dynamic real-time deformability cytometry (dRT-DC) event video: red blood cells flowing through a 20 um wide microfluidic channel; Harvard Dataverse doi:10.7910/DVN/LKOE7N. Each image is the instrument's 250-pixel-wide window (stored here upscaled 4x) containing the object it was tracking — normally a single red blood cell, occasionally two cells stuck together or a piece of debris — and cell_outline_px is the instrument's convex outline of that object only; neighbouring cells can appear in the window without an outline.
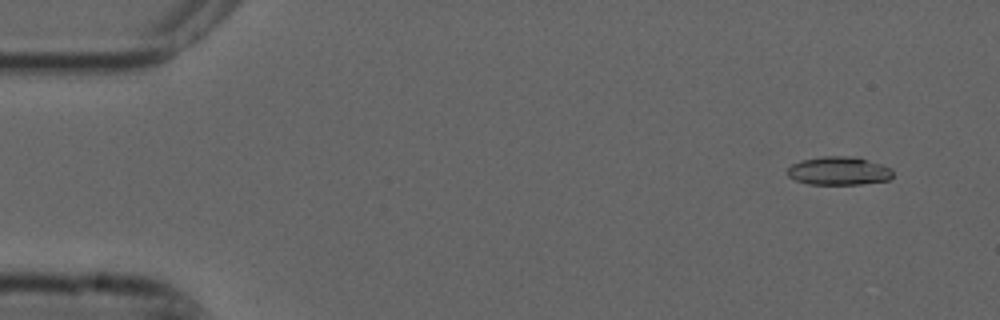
{"species": "common noctule bat (a hibernating species)", "species_latin": "Nyctalus noctula", "temperature_condition": "cold", "stored_images_in_passage": 7, "camera_frame_rate_fps": 3000, "um_per_image_px": 0.085, "animal": {"sex": "male", "forearm_length_mm": 52.5}, "frame": {"image": 1, "passage_image": 1, "time_ms": 0.0, "image_size_px": [1000, 320], "cell_outline_px": [[892, 176], [888, 180], [860, 184], [808, 184], [796, 180], [788, 176], [788, 168], [792, 164], [800, 160], [820, 156], [856, 156], [892, 168]], "centroid_in_image_um": [71.29, 14.51], "position_along_channel_um": 13.7, "area_um2": 17.46}}
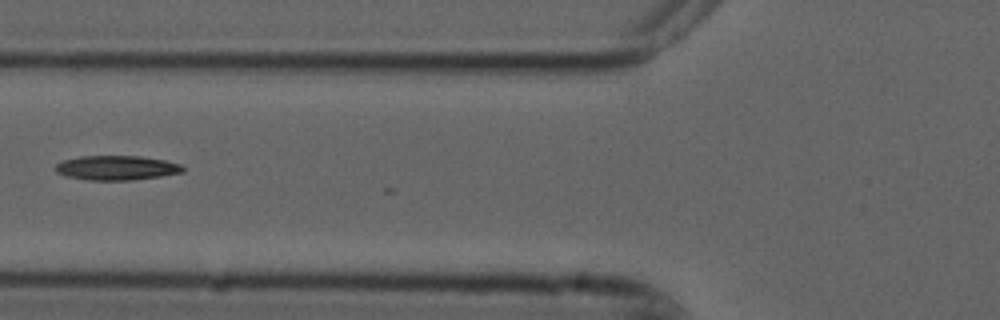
{"frame": {"image": 2, "passage_image": 5, "time_ms": 1.333, "image_size_px": [1000, 320], "cell_outline_px": [[184, 172], [160, 176], [132, 180], [88, 180], [64, 176], [56, 172], [56, 164], [64, 160], [80, 156], [140, 156], [164, 160], [180, 164], [184, 168]], "centroid_in_image_um": [9.9, 14.27], "position_along_channel_um": 115.9, "area_um2": 18.15}}
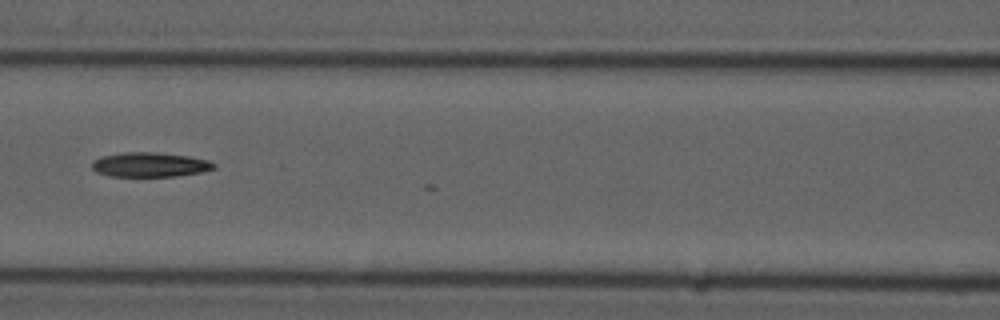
{"frame": {"image": 3, "passage_image": 6, "time_ms": 1.667, "image_size_px": [1000, 320], "cell_outline_px": [[216, 168], [200, 172], [176, 176], [108, 176], [96, 172], [92, 168], [92, 160], [100, 156], [124, 152], [156, 152], [188, 156], [208, 160], [216, 164]], "centroid_in_image_um": [12.71, 13.99], "position_along_channel_um": 153.9, "area_um2": 17.51}}